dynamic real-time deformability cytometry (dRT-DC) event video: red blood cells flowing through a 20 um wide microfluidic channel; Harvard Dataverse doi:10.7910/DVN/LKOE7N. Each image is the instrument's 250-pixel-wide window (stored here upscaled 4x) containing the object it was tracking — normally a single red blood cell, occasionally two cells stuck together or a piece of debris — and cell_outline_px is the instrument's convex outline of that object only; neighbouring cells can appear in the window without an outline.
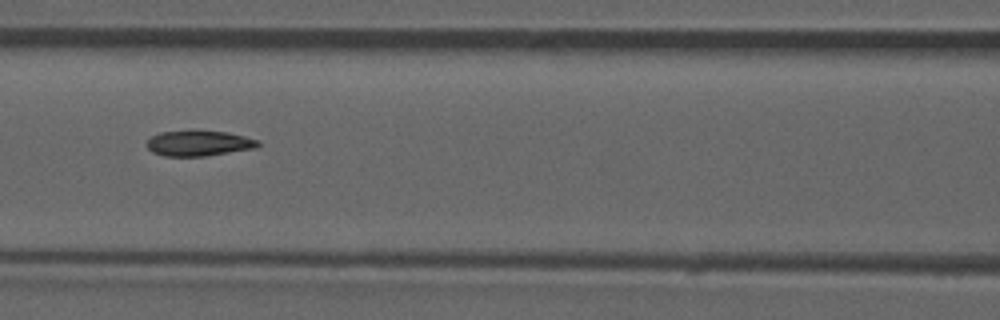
{"species": "common noctule bat (a hibernating species)", "species_latin": "Nyctalus noctula", "temperature_condition": "room temperature", "stored_images_in_passage": 52, "camera_frame_rate_fps": 3000, "um_per_image_px": 0.085, "animal": {"sex": "male", "forearm_length_mm": 52.5}, "frame": {"image": 1, "passage_image": 23, "time_ms": 7.333, "image_size_px": [1000, 320], "cell_outline_px": [[260, 144], [256, 148], [204, 156], [164, 156], [152, 152], [144, 144], [152, 136], [160, 132], [228, 132], [260, 140]], "centroid_in_image_um": [16.9, 12.2], "position_along_channel_um": 149.7, "area_um2": 16.18}, "authors_computed_cell_mechanics": {"area_um2": 17.1088, "velocity_mm_per_s": 3.9185, "shape_relaxation_time_tau1_ms": null, "shape_relaxation_time_tau2_ms": 3.2224, "deformation_change_tau1": null, "deformation_change_tau2": 0.0953}}